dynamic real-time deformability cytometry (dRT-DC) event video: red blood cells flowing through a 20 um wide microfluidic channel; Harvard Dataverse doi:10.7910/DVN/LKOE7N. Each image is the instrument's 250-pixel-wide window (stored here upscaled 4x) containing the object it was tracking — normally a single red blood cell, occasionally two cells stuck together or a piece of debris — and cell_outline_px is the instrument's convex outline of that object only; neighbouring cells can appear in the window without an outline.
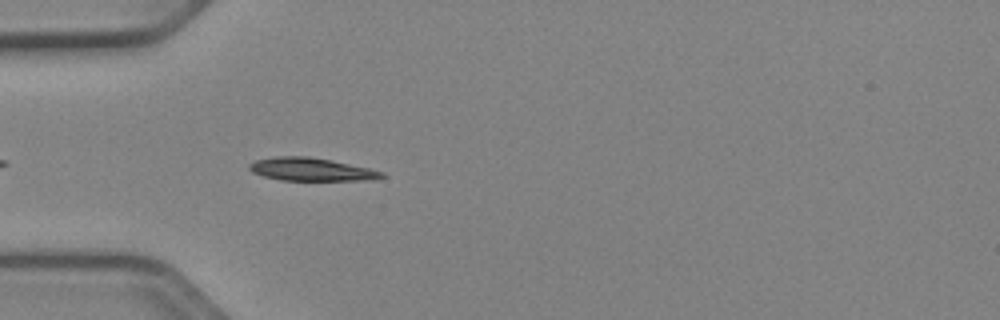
{"species": "Egyptian fruit bat (a non-hibernating species)", "species_latin": "Rousettus aegyptiacus", "temperature_condition": "cold", "stored_images_in_passage": 10, "camera_frame_rate_fps": 3000, "um_per_image_px": 0.085, "animal": {"sex": "female"}, "frame": {"image": 1, "passage_image": 4, "time_ms": 1.0, "image_size_px": [1000, 320], "cell_outline_px": [[384, 176], [364, 180], [280, 180], [264, 176], [252, 172], [248, 168], [248, 164], [256, 160], [276, 156], [308, 156], [368, 168], [384, 172]], "centroid_in_image_um": [26.37, 14.39], "position_along_channel_um": 58.6, "area_um2": 17.4}}
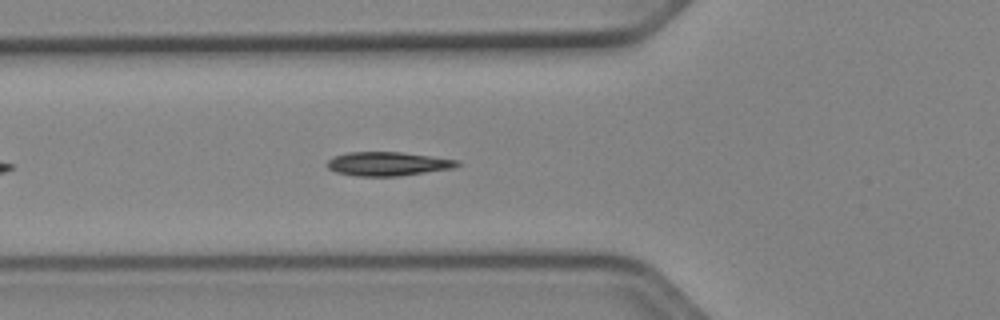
{"frame": {"image": 2, "passage_image": 7, "time_ms": 2.0, "image_size_px": [1000, 320], "cell_outline_px": [[460, 164], [452, 168], [400, 176], [356, 176], [336, 172], [328, 168], [328, 160], [332, 156], [348, 152], [400, 152], [460, 160]], "centroid_in_image_um": [32.94, 13.92], "position_along_channel_um": 92.9, "area_um2": 18.03}}